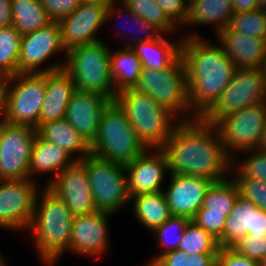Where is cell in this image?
I'll list each match as a JSON object with an SVG mask.
<instances>
[{"mask_svg": "<svg viewBox=\"0 0 266 266\" xmlns=\"http://www.w3.org/2000/svg\"><path fill=\"white\" fill-rule=\"evenodd\" d=\"M160 150L169 173L204 177L213 182L231 175L233 159L216 126L201 118L181 121Z\"/></svg>", "mask_w": 266, "mask_h": 266, "instance_id": "obj_1", "label": "cell"}, {"mask_svg": "<svg viewBox=\"0 0 266 266\" xmlns=\"http://www.w3.org/2000/svg\"><path fill=\"white\" fill-rule=\"evenodd\" d=\"M182 37L191 112L201 118L218 100L237 67L220 44L209 43L197 31Z\"/></svg>", "mask_w": 266, "mask_h": 266, "instance_id": "obj_2", "label": "cell"}, {"mask_svg": "<svg viewBox=\"0 0 266 266\" xmlns=\"http://www.w3.org/2000/svg\"><path fill=\"white\" fill-rule=\"evenodd\" d=\"M43 189L38 193L27 232L34 235L32 243L41 263L53 266L61 254L69 252L74 215L61 198L45 185Z\"/></svg>", "mask_w": 266, "mask_h": 266, "instance_id": "obj_3", "label": "cell"}, {"mask_svg": "<svg viewBox=\"0 0 266 266\" xmlns=\"http://www.w3.org/2000/svg\"><path fill=\"white\" fill-rule=\"evenodd\" d=\"M148 149H160L181 120L135 88L117 92L115 100Z\"/></svg>", "mask_w": 266, "mask_h": 266, "instance_id": "obj_4", "label": "cell"}, {"mask_svg": "<svg viewBox=\"0 0 266 266\" xmlns=\"http://www.w3.org/2000/svg\"><path fill=\"white\" fill-rule=\"evenodd\" d=\"M90 148L92 154L123 165L148 150L115 101H111L103 110L97 137Z\"/></svg>", "mask_w": 266, "mask_h": 266, "instance_id": "obj_5", "label": "cell"}, {"mask_svg": "<svg viewBox=\"0 0 266 266\" xmlns=\"http://www.w3.org/2000/svg\"><path fill=\"white\" fill-rule=\"evenodd\" d=\"M110 51L102 40L66 52L63 69L71 76L77 90L95 92L115 100L117 92L111 76Z\"/></svg>", "mask_w": 266, "mask_h": 266, "instance_id": "obj_6", "label": "cell"}, {"mask_svg": "<svg viewBox=\"0 0 266 266\" xmlns=\"http://www.w3.org/2000/svg\"><path fill=\"white\" fill-rule=\"evenodd\" d=\"M135 89L169 109L181 121L194 120L191 112L186 67L182 57L162 70L142 68Z\"/></svg>", "mask_w": 266, "mask_h": 266, "instance_id": "obj_7", "label": "cell"}, {"mask_svg": "<svg viewBox=\"0 0 266 266\" xmlns=\"http://www.w3.org/2000/svg\"><path fill=\"white\" fill-rule=\"evenodd\" d=\"M97 211L112 215L130 204L125 165L102 159L92 153L82 160Z\"/></svg>", "mask_w": 266, "mask_h": 266, "instance_id": "obj_8", "label": "cell"}, {"mask_svg": "<svg viewBox=\"0 0 266 266\" xmlns=\"http://www.w3.org/2000/svg\"><path fill=\"white\" fill-rule=\"evenodd\" d=\"M266 102V74L263 68H236L214 105L201 117L215 124L229 113Z\"/></svg>", "mask_w": 266, "mask_h": 266, "instance_id": "obj_9", "label": "cell"}, {"mask_svg": "<svg viewBox=\"0 0 266 266\" xmlns=\"http://www.w3.org/2000/svg\"><path fill=\"white\" fill-rule=\"evenodd\" d=\"M45 93L46 73H18L8 78L5 123L37 129Z\"/></svg>", "mask_w": 266, "mask_h": 266, "instance_id": "obj_10", "label": "cell"}, {"mask_svg": "<svg viewBox=\"0 0 266 266\" xmlns=\"http://www.w3.org/2000/svg\"><path fill=\"white\" fill-rule=\"evenodd\" d=\"M265 122L266 102H261L229 113L214 125L227 154L234 159L236 154L258 149Z\"/></svg>", "mask_w": 266, "mask_h": 266, "instance_id": "obj_11", "label": "cell"}, {"mask_svg": "<svg viewBox=\"0 0 266 266\" xmlns=\"http://www.w3.org/2000/svg\"><path fill=\"white\" fill-rule=\"evenodd\" d=\"M66 50L61 40V30L58 21H52L45 27L22 35L18 57V73H49L63 69L65 62H56L42 67L52 56Z\"/></svg>", "mask_w": 266, "mask_h": 266, "instance_id": "obj_12", "label": "cell"}, {"mask_svg": "<svg viewBox=\"0 0 266 266\" xmlns=\"http://www.w3.org/2000/svg\"><path fill=\"white\" fill-rule=\"evenodd\" d=\"M37 129L30 126L0 125V178L22 180L29 178L31 150Z\"/></svg>", "mask_w": 266, "mask_h": 266, "instance_id": "obj_13", "label": "cell"}, {"mask_svg": "<svg viewBox=\"0 0 266 266\" xmlns=\"http://www.w3.org/2000/svg\"><path fill=\"white\" fill-rule=\"evenodd\" d=\"M40 190L36 180H3L0 183V228L27 231Z\"/></svg>", "mask_w": 266, "mask_h": 266, "instance_id": "obj_14", "label": "cell"}, {"mask_svg": "<svg viewBox=\"0 0 266 266\" xmlns=\"http://www.w3.org/2000/svg\"><path fill=\"white\" fill-rule=\"evenodd\" d=\"M45 186L67 204L74 216L97 211L82 160H75Z\"/></svg>", "mask_w": 266, "mask_h": 266, "instance_id": "obj_15", "label": "cell"}, {"mask_svg": "<svg viewBox=\"0 0 266 266\" xmlns=\"http://www.w3.org/2000/svg\"><path fill=\"white\" fill-rule=\"evenodd\" d=\"M112 214L95 211L73 218L69 251L75 255L95 258L109 249L108 218Z\"/></svg>", "mask_w": 266, "mask_h": 266, "instance_id": "obj_16", "label": "cell"}, {"mask_svg": "<svg viewBox=\"0 0 266 266\" xmlns=\"http://www.w3.org/2000/svg\"><path fill=\"white\" fill-rule=\"evenodd\" d=\"M106 8L100 4L80 3L71 14L58 21L62 44L66 51L102 41L95 35L106 23Z\"/></svg>", "mask_w": 266, "mask_h": 266, "instance_id": "obj_17", "label": "cell"}, {"mask_svg": "<svg viewBox=\"0 0 266 266\" xmlns=\"http://www.w3.org/2000/svg\"><path fill=\"white\" fill-rule=\"evenodd\" d=\"M168 174L170 184L163 192L171 215L192 220L203 206L204 197L213 181L198 176Z\"/></svg>", "mask_w": 266, "mask_h": 266, "instance_id": "obj_18", "label": "cell"}, {"mask_svg": "<svg viewBox=\"0 0 266 266\" xmlns=\"http://www.w3.org/2000/svg\"><path fill=\"white\" fill-rule=\"evenodd\" d=\"M125 171L130 198L135 195L163 191V181L169 172L166 157L160 149H148L144 154L127 163Z\"/></svg>", "mask_w": 266, "mask_h": 266, "instance_id": "obj_19", "label": "cell"}, {"mask_svg": "<svg viewBox=\"0 0 266 266\" xmlns=\"http://www.w3.org/2000/svg\"><path fill=\"white\" fill-rule=\"evenodd\" d=\"M110 102L104 95L76 89L68 104L65 118L91 145L97 137L102 112Z\"/></svg>", "mask_w": 266, "mask_h": 266, "instance_id": "obj_20", "label": "cell"}, {"mask_svg": "<svg viewBox=\"0 0 266 266\" xmlns=\"http://www.w3.org/2000/svg\"><path fill=\"white\" fill-rule=\"evenodd\" d=\"M215 36L237 68L264 69L266 39L250 37L234 30H222Z\"/></svg>", "mask_w": 266, "mask_h": 266, "instance_id": "obj_21", "label": "cell"}, {"mask_svg": "<svg viewBox=\"0 0 266 266\" xmlns=\"http://www.w3.org/2000/svg\"><path fill=\"white\" fill-rule=\"evenodd\" d=\"M71 76L64 70L46 73V93L39 116V126L65 118L68 104L76 91Z\"/></svg>", "mask_w": 266, "mask_h": 266, "instance_id": "obj_22", "label": "cell"}, {"mask_svg": "<svg viewBox=\"0 0 266 266\" xmlns=\"http://www.w3.org/2000/svg\"><path fill=\"white\" fill-rule=\"evenodd\" d=\"M74 161L75 159L63 148L44 141L37 135L31 150L29 178L34 180V175L48 173L53 175L49 179L50 182Z\"/></svg>", "mask_w": 266, "mask_h": 266, "instance_id": "obj_23", "label": "cell"}, {"mask_svg": "<svg viewBox=\"0 0 266 266\" xmlns=\"http://www.w3.org/2000/svg\"><path fill=\"white\" fill-rule=\"evenodd\" d=\"M163 34L159 39L142 41L133 44L130 48L142 62V68L162 70L172 66L181 57L183 37L170 41Z\"/></svg>", "mask_w": 266, "mask_h": 266, "instance_id": "obj_24", "label": "cell"}, {"mask_svg": "<svg viewBox=\"0 0 266 266\" xmlns=\"http://www.w3.org/2000/svg\"><path fill=\"white\" fill-rule=\"evenodd\" d=\"M37 135L42 140L63 148L75 160H83L91 153L90 144L83 139L66 118L41 124L37 128Z\"/></svg>", "mask_w": 266, "mask_h": 266, "instance_id": "obj_25", "label": "cell"}, {"mask_svg": "<svg viewBox=\"0 0 266 266\" xmlns=\"http://www.w3.org/2000/svg\"><path fill=\"white\" fill-rule=\"evenodd\" d=\"M233 0H189L187 25H213L216 35L227 28L234 15ZM200 24V25H199Z\"/></svg>", "mask_w": 266, "mask_h": 266, "instance_id": "obj_26", "label": "cell"}, {"mask_svg": "<svg viewBox=\"0 0 266 266\" xmlns=\"http://www.w3.org/2000/svg\"><path fill=\"white\" fill-rule=\"evenodd\" d=\"M130 203L135 219L151 233L172 216L163 191L132 196Z\"/></svg>", "mask_w": 266, "mask_h": 266, "instance_id": "obj_27", "label": "cell"}, {"mask_svg": "<svg viewBox=\"0 0 266 266\" xmlns=\"http://www.w3.org/2000/svg\"><path fill=\"white\" fill-rule=\"evenodd\" d=\"M110 51L111 76L115 91L135 88L142 72V62L130 47Z\"/></svg>", "mask_w": 266, "mask_h": 266, "instance_id": "obj_28", "label": "cell"}, {"mask_svg": "<svg viewBox=\"0 0 266 266\" xmlns=\"http://www.w3.org/2000/svg\"><path fill=\"white\" fill-rule=\"evenodd\" d=\"M255 208L256 206L250 200L238 196L227 216L223 235L218 240L220 248H231L244 235L250 234Z\"/></svg>", "mask_w": 266, "mask_h": 266, "instance_id": "obj_29", "label": "cell"}, {"mask_svg": "<svg viewBox=\"0 0 266 266\" xmlns=\"http://www.w3.org/2000/svg\"><path fill=\"white\" fill-rule=\"evenodd\" d=\"M50 22L40 0H12V25L21 35L41 29Z\"/></svg>", "mask_w": 266, "mask_h": 266, "instance_id": "obj_30", "label": "cell"}, {"mask_svg": "<svg viewBox=\"0 0 266 266\" xmlns=\"http://www.w3.org/2000/svg\"><path fill=\"white\" fill-rule=\"evenodd\" d=\"M239 196L233 178L213 182L204 197L203 206L197 212H216L228 216Z\"/></svg>", "mask_w": 266, "mask_h": 266, "instance_id": "obj_31", "label": "cell"}, {"mask_svg": "<svg viewBox=\"0 0 266 266\" xmlns=\"http://www.w3.org/2000/svg\"><path fill=\"white\" fill-rule=\"evenodd\" d=\"M119 2L121 3V5L119 3L120 9H118L116 7L117 5L115 3H113L111 6L106 8L105 22H107L110 18L116 17L118 15L122 16V14H124L125 19L127 18V20H128V18H129V21L131 20L130 24H131V22H133L135 24V26L137 25L136 28L139 29L140 34H141L140 35L141 37H139V36L137 37V34H136V37H135V35H132V34H131V37L130 36L127 37L128 34H126V35L124 34V36L122 35V37H124L123 41L125 40L127 42L126 44H124L125 47H131L133 44H135L137 42L157 40L164 34L155 25H152L146 19L141 18L140 16L134 14L131 10H129V8L121 0ZM121 28H122V26H120L118 28V30L119 29L121 30ZM133 29H135V28L133 27ZM133 29H131V30H133ZM118 30L115 32L117 33L120 31V30L119 31ZM135 31H133V33L137 32V31L136 32Z\"/></svg>", "mask_w": 266, "mask_h": 266, "instance_id": "obj_32", "label": "cell"}, {"mask_svg": "<svg viewBox=\"0 0 266 266\" xmlns=\"http://www.w3.org/2000/svg\"><path fill=\"white\" fill-rule=\"evenodd\" d=\"M22 35L10 25L0 29V78L18 74V57Z\"/></svg>", "mask_w": 266, "mask_h": 266, "instance_id": "obj_33", "label": "cell"}, {"mask_svg": "<svg viewBox=\"0 0 266 266\" xmlns=\"http://www.w3.org/2000/svg\"><path fill=\"white\" fill-rule=\"evenodd\" d=\"M220 249L218 240L202 227L190 220L184 230L178 250L192 254H218Z\"/></svg>", "mask_w": 266, "mask_h": 266, "instance_id": "obj_34", "label": "cell"}, {"mask_svg": "<svg viewBox=\"0 0 266 266\" xmlns=\"http://www.w3.org/2000/svg\"><path fill=\"white\" fill-rule=\"evenodd\" d=\"M190 219L184 216H171L152 233L158 239V246L162 248L160 254L156 255L149 263H154L162 254L177 250L184 235V230Z\"/></svg>", "mask_w": 266, "mask_h": 266, "instance_id": "obj_35", "label": "cell"}, {"mask_svg": "<svg viewBox=\"0 0 266 266\" xmlns=\"http://www.w3.org/2000/svg\"><path fill=\"white\" fill-rule=\"evenodd\" d=\"M134 14L146 19L168 35L178 27L167 17L155 0H121ZM177 28V29H176Z\"/></svg>", "mask_w": 266, "mask_h": 266, "instance_id": "obj_36", "label": "cell"}, {"mask_svg": "<svg viewBox=\"0 0 266 266\" xmlns=\"http://www.w3.org/2000/svg\"><path fill=\"white\" fill-rule=\"evenodd\" d=\"M224 30H234L250 37L266 39V10L255 9L234 14L229 26Z\"/></svg>", "mask_w": 266, "mask_h": 266, "instance_id": "obj_37", "label": "cell"}, {"mask_svg": "<svg viewBox=\"0 0 266 266\" xmlns=\"http://www.w3.org/2000/svg\"><path fill=\"white\" fill-rule=\"evenodd\" d=\"M217 254H192L182 250H172L162 254L155 266H216Z\"/></svg>", "mask_w": 266, "mask_h": 266, "instance_id": "obj_38", "label": "cell"}, {"mask_svg": "<svg viewBox=\"0 0 266 266\" xmlns=\"http://www.w3.org/2000/svg\"><path fill=\"white\" fill-rule=\"evenodd\" d=\"M231 175L238 186L239 195L250 200L257 208L266 211V182L245 178L233 166Z\"/></svg>", "mask_w": 266, "mask_h": 266, "instance_id": "obj_39", "label": "cell"}, {"mask_svg": "<svg viewBox=\"0 0 266 266\" xmlns=\"http://www.w3.org/2000/svg\"><path fill=\"white\" fill-rule=\"evenodd\" d=\"M244 160L233 159L232 166L245 178L266 182V151L255 149L244 152ZM237 162V163H235Z\"/></svg>", "mask_w": 266, "mask_h": 266, "instance_id": "obj_40", "label": "cell"}, {"mask_svg": "<svg viewBox=\"0 0 266 266\" xmlns=\"http://www.w3.org/2000/svg\"><path fill=\"white\" fill-rule=\"evenodd\" d=\"M231 248L246 258L260 263L266 255V233L246 234Z\"/></svg>", "mask_w": 266, "mask_h": 266, "instance_id": "obj_41", "label": "cell"}, {"mask_svg": "<svg viewBox=\"0 0 266 266\" xmlns=\"http://www.w3.org/2000/svg\"><path fill=\"white\" fill-rule=\"evenodd\" d=\"M227 216L216 212H197L192 219L198 226L219 240L224 231Z\"/></svg>", "mask_w": 266, "mask_h": 266, "instance_id": "obj_42", "label": "cell"}, {"mask_svg": "<svg viewBox=\"0 0 266 266\" xmlns=\"http://www.w3.org/2000/svg\"><path fill=\"white\" fill-rule=\"evenodd\" d=\"M155 1L160 6V8L163 9L167 17L177 27L180 28L184 26L189 12V0H155Z\"/></svg>", "mask_w": 266, "mask_h": 266, "instance_id": "obj_43", "label": "cell"}, {"mask_svg": "<svg viewBox=\"0 0 266 266\" xmlns=\"http://www.w3.org/2000/svg\"><path fill=\"white\" fill-rule=\"evenodd\" d=\"M52 21L60 19L71 14L80 4L79 0H40Z\"/></svg>", "mask_w": 266, "mask_h": 266, "instance_id": "obj_44", "label": "cell"}, {"mask_svg": "<svg viewBox=\"0 0 266 266\" xmlns=\"http://www.w3.org/2000/svg\"><path fill=\"white\" fill-rule=\"evenodd\" d=\"M216 266H260V263L246 258L232 248H220L216 258Z\"/></svg>", "mask_w": 266, "mask_h": 266, "instance_id": "obj_45", "label": "cell"}, {"mask_svg": "<svg viewBox=\"0 0 266 266\" xmlns=\"http://www.w3.org/2000/svg\"><path fill=\"white\" fill-rule=\"evenodd\" d=\"M266 233V211L259 208L253 210L252 230L250 234Z\"/></svg>", "mask_w": 266, "mask_h": 266, "instance_id": "obj_46", "label": "cell"}, {"mask_svg": "<svg viewBox=\"0 0 266 266\" xmlns=\"http://www.w3.org/2000/svg\"><path fill=\"white\" fill-rule=\"evenodd\" d=\"M12 25V0H0V29Z\"/></svg>", "mask_w": 266, "mask_h": 266, "instance_id": "obj_47", "label": "cell"}, {"mask_svg": "<svg viewBox=\"0 0 266 266\" xmlns=\"http://www.w3.org/2000/svg\"><path fill=\"white\" fill-rule=\"evenodd\" d=\"M8 78H0V125L5 122Z\"/></svg>", "mask_w": 266, "mask_h": 266, "instance_id": "obj_48", "label": "cell"}, {"mask_svg": "<svg viewBox=\"0 0 266 266\" xmlns=\"http://www.w3.org/2000/svg\"><path fill=\"white\" fill-rule=\"evenodd\" d=\"M234 14H240L256 9V0H233Z\"/></svg>", "mask_w": 266, "mask_h": 266, "instance_id": "obj_49", "label": "cell"}, {"mask_svg": "<svg viewBox=\"0 0 266 266\" xmlns=\"http://www.w3.org/2000/svg\"><path fill=\"white\" fill-rule=\"evenodd\" d=\"M120 0H79L80 3H92V4H100L105 7L111 6L113 3H116Z\"/></svg>", "mask_w": 266, "mask_h": 266, "instance_id": "obj_50", "label": "cell"}, {"mask_svg": "<svg viewBox=\"0 0 266 266\" xmlns=\"http://www.w3.org/2000/svg\"><path fill=\"white\" fill-rule=\"evenodd\" d=\"M258 149L266 151V122Z\"/></svg>", "mask_w": 266, "mask_h": 266, "instance_id": "obj_51", "label": "cell"}, {"mask_svg": "<svg viewBox=\"0 0 266 266\" xmlns=\"http://www.w3.org/2000/svg\"><path fill=\"white\" fill-rule=\"evenodd\" d=\"M256 9L266 10V0H256Z\"/></svg>", "mask_w": 266, "mask_h": 266, "instance_id": "obj_52", "label": "cell"}, {"mask_svg": "<svg viewBox=\"0 0 266 266\" xmlns=\"http://www.w3.org/2000/svg\"><path fill=\"white\" fill-rule=\"evenodd\" d=\"M4 257H2V255H1V251H0V266H6L7 264H6V260L5 259H3Z\"/></svg>", "mask_w": 266, "mask_h": 266, "instance_id": "obj_53", "label": "cell"}, {"mask_svg": "<svg viewBox=\"0 0 266 266\" xmlns=\"http://www.w3.org/2000/svg\"><path fill=\"white\" fill-rule=\"evenodd\" d=\"M260 266H266V255L263 257L262 261L260 262Z\"/></svg>", "mask_w": 266, "mask_h": 266, "instance_id": "obj_54", "label": "cell"}, {"mask_svg": "<svg viewBox=\"0 0 266 266\" xmlns=\"http://www.w3.org/2000/svg\"><path fill=\"white\" fill-rule=\"evenodd\" d=\"M148 265L146 266H155L153 263H147Z\"/></svg>", "mask_w": 266, "mask_h": 266, "instance_id": "obj_55", "label": "cell"}]
</instances>
